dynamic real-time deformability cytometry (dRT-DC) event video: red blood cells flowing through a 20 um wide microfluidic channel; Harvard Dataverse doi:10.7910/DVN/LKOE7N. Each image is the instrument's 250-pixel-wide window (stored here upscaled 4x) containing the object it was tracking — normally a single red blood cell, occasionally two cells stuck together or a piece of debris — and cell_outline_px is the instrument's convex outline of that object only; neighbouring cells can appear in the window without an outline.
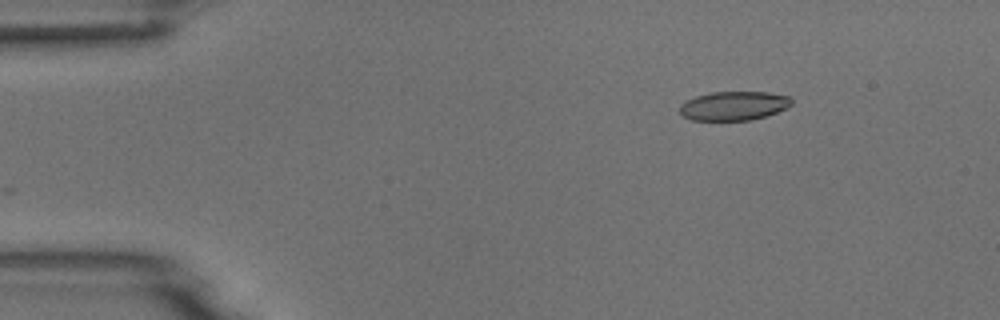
{"species": "common noctule bat (a hibernating species)", "species_latin": "Nyctalus noctula", "temperature_condition": "room temperature", "stored_images_in_passage": 3, "camera_frame_rate_fps": 3000, "um_per_image_px": 0.085, "animal": {"sex": "male", "body_mass_g": 18.8}, "frame": {"image": 1, "passage_image": 3, "time_ms": 2.333, "image_size_px": [1000, 320], "cell_outline_px": [[792, 104], [776, 112], [752, 120], [692, 120], [684, 116], [680, 112], [680, 104], [696, 96], [712, 92], [768, 92], [788, 96], [792, 100]], "centroid_in_image_um": [62.36, 8.99], "position_along_channel_um": 22.6, "area_um2": 18.67}}